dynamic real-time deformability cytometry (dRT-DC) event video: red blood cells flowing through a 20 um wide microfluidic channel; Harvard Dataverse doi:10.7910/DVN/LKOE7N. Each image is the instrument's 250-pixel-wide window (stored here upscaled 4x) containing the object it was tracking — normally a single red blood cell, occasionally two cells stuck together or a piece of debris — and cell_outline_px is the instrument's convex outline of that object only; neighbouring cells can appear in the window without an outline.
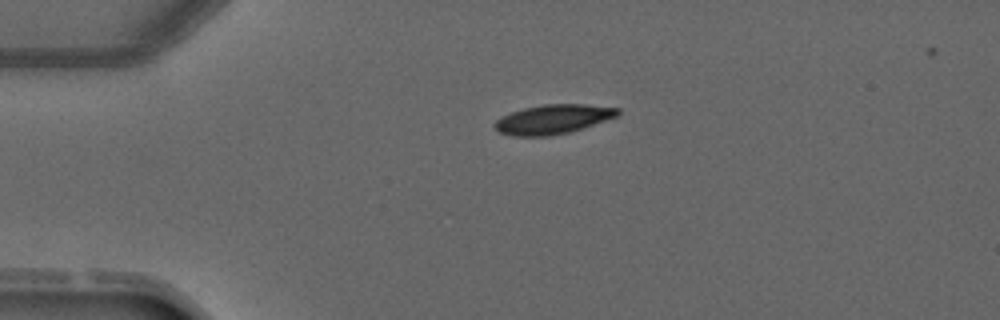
{"species": "common noctule bat (a hibernating species)", "species_latin": "Nyctalus noctula", "temperature_condition": "warm", "stored_images_in_passage": 2, "camera_frame_rate_fps": 3000, "um_per_image_px": 0.085, "animal": {"sex": "male", "forearm_length_mm": 52.5}, "frame": {"image": 1, "passage_image": 1, "time_ms": 0.0, "image_size_px": [1000, 320], "cell_outline_px": [[620, 112], [616, 116], [568, 132], [548, 136], [512, 136], [500, 132], [492, 124], [496, 120], [512, 112], [524, 108], [544, 104], [584, 104], [620, 108]], "centroid_in_image_um": [46.97, 10.13], "position_along_channel_um": 38.0, "area_um2": 20.63}}